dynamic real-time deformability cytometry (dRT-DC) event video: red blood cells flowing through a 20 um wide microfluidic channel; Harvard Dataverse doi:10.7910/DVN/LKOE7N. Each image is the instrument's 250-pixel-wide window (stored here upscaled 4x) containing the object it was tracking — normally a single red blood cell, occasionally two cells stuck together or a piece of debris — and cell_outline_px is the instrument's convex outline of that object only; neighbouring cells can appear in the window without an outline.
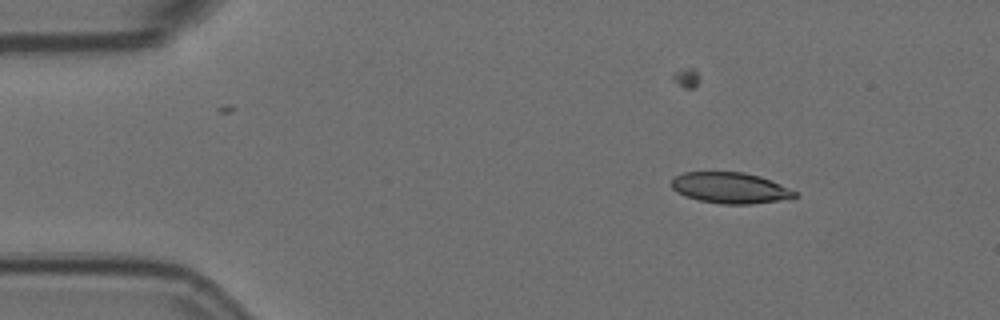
{"species": "Egyptian fruit bat (a non-hibernating species)", "species_latin": "Rousettus aegyptiacus", "temperature_condition": "room temperature", "stored_images_in_passage": 10, "camera_frame_rate_fps": 3000, "um_per_image_px": 0.085, "animal": {"sex": "female"}, "frame": {"image": 1, "passage_image": 3, "time_ms": 0.667, "image_size_px": [1000, 320], "cell_outline_px": [[800, 196], [776, 200], [748, 204], [720, 204], [700, 200], [684, 196], [676, 192], [668, 184], [676, 176], [684, 172], [744, 172], [760, 176], [772, 180], [796, 192]], "centroid_in_image_um": [62.02, 15.96], "position_along_channel_um": 23.0, "area_um2": 22.2}}
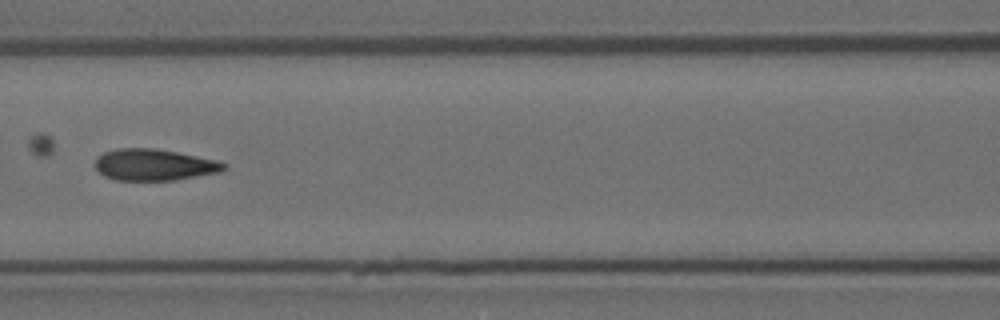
{"frame": {"image": 2, "passage_image": 8, "time_ms": 2.333, "image_size_px": [1000, 320], "cell_outline_px": [[228, 168], [220, 172], [176, 180], [116, 180], [104, 176], [96, 168], [96, 156], [104, 152], [116, 148], [152, 148], [176, 152], [220, 160], [228, 164]], "centroid_in_image_um": [13.15, 14.0], "position_along_channel_um": 153.5, "area_um2": 23.81}}
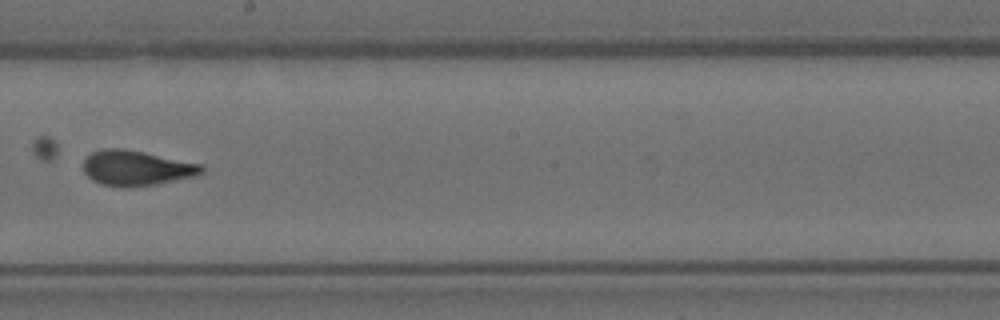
{"frame": {"image": 3, "passage_image": 10, "time_ms": 3.0, "image_size_px": [1000, 320], "cell_outline_px": [[204, 172], [196, 176], [156, 184], [128, 188], [124, 188], [100, 184], [92, 180], [84, 172], [84, 160], [92, 152], [104, 148], [124, 148], [144, 152], [200, 164], [204, 168]], "centroid_in_image_um": [11.58, 14.29], "position_along_channel_um": 236.6, "area_um2": 24.28}}